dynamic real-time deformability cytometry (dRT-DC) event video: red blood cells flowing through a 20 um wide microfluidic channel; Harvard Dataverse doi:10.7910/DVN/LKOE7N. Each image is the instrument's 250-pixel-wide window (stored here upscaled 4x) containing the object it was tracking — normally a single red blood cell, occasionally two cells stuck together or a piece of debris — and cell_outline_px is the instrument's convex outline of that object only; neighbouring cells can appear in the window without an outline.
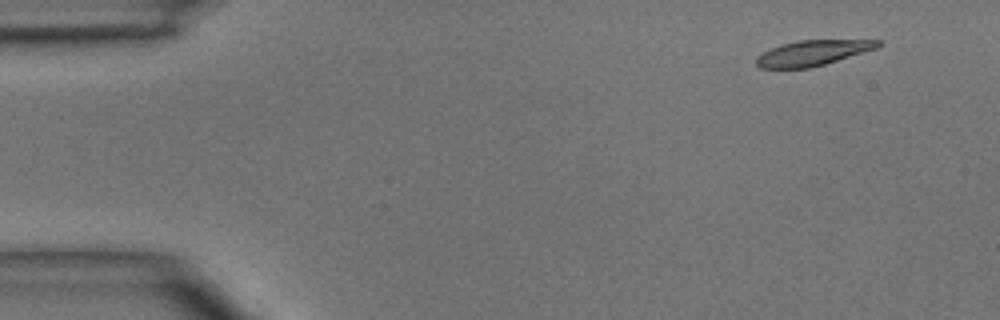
{"species": "common noctule bat (a hibernating species)", "species_latin": "Nyctalus noctula", "temperature_condition": "room temperature", "stored_images_in_passage": 4, "camera_frame_rate_fps": 3000, "um_per_image_px": 0.085, "animal": {"sex": "male", "body_mass_g": 15.6}, "frame": {"image": 1, "passage_image": 1, "time_ms": 0.0, "image_size_px": [1000, 320], "cell_outline_px": [[884, 44], [876, 48], [812, 68], [760, 68], [756, 64], [756, 56], [780, 44], [796, 40], [880, 40]], "centroid_in_image_um": [69.06, 4.49], "position_along_channel_um": 15.9, "area_um2": 17.92}}
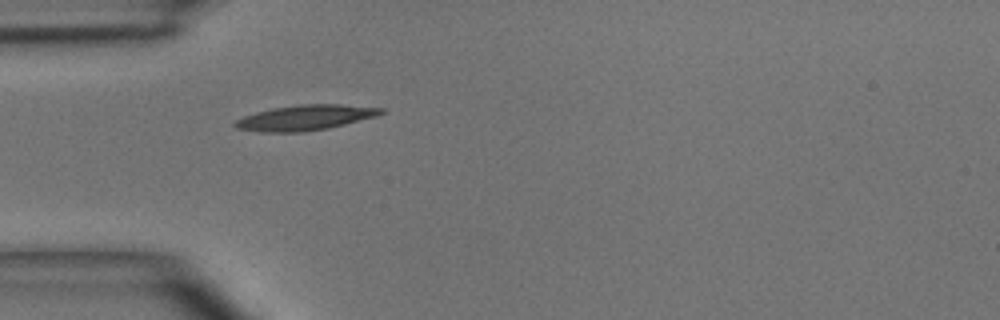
{"frame": {"image": 2, "passage_image": 4, "time_ms": 3.333, "image_size_px": [1000, 320], "cell_outline_px": [[384, 112], [376, 116], [328, 128], [304, 132], [260, 132], [236, 128], [232, 124], [236, 120], [244, 116], [256, 112], [272, 108], [300, 104], [340, 104], [384, 108]], "centroid_in_image_um": [25.92, 10.0], "position_along_channel_um": 59.1, "area_um2": 21.44}}